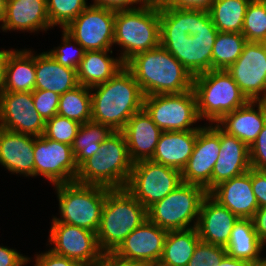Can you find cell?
Listing matches in <instances>:
<instances>
[{"mask_svg":"<svg viewBox=\"0 0 266 266\" xmlns=\"http://www.w3.org/2000/svg\"><path fill=\"white\" fill-rule=\"evenodd\" d=\"M200 241L197 228L168 231L160 266H187Z\"/></svg>","mask_w":266,"mask_h":266,"instance_id":"cell-31","label":"cell"},{"mask_svg":"<svg viewBox=\"0 0 266 266\" xmlns=\"http://www.w3.org/2000/svg\"><path fill=\"white\" fill-rule=\"evenodd\" d=\"M220 152L212 172V189L251 168L249 147L219 127Z\"/></svg>","mask_w":266,"mask_h":266,"instance_id":"cell-21","label":"cell"},{"mask_svg":"<svg viewBox=\"0 0 266 266\" xmlns=\"http://www.w3.org/2000/svg\"><path fill=\"white\" fill-rule=\"evenodd\" d=\"M225 247L199 241L187 266H213L226 255Z\"/></svg>","mask_w":266,"mask_h":266,"instance_id":"cell-40","label":"cell"},{"mask_svg":"<svg viewBox=\"0 0 266 266\" xmlns=\"http://www.w3.org/2000/svg\"><path fill=\"white\" fill-rule=\"evenodd\" d=\"M90 89L96 90L91 93V120L113 131H122L127 121L143 109L144 95L126 66L105 83Z\"/></svg>","mask_w":266,"mask_h":266,"instance_id":"cell-2","label":"cell"},{"mask_svg":"<svg viewBox=\"0 0 266 266\" xmlns=\"http://www.w3.org/2000/svg\"><path fill=\"white\" fill-rule=\"evenodd\" d=\"M112 132L110 127L92 120L81 124L71 145L77 166L79 167L85 160L92 157L99 149L100 143Z\"/></svg>","mask_w":266,"mask_h":266,"instance_id":"cell-33","label":"cell"},{"mask_svg":"<svg viewBox=\"0 0 266 266\" xmlns=\"http://www.w3.org/2000/svg\"><path fill=\"white\" fill-rule=\"evenodd\" d=\"M181 183V171L178 169L142 160L133 164L125 189L148 209Z\"/></svg>","mask_w":266,"mask_h":266,"instance_id":"cell-11","label":"cell"},{"mask_svg":"<svg viewBox=\"0 0 266 266\" xmlns=\"http://www.w3.org/2000/svg\"><path fill=\"white\" fill-rule=\"evenodd\" d=\"M114 44L121 46L126 63L135 54L160 45L159 2L149 0L140 8L116 11Z\"/></svg>","mask_w":266,"mask_h":266,"instance_id":"cell-6","label":"cell"},{"mask_svg":"<svg viewBox=\"0 0 266 266\" xmlns=\"http://www.w3.org/2000/svg\"><path fill=\"white\" fill-rule=\"evenodd\" d=\"M196 138L197 130L162 131L151 161L182 171L193 153Z\"/></svg>","mask_w":266,"mask_h":266,"instance_id":"cell-26","label":"cell"},{"mask_svg":"<svg viewBox=\"0 0 266 266\" xmlns=\"http://www.w3.org/2000/svg\"><path fill=\"white\" fill-rule=\"evenodd\" d=\"M63 45L49 51L50 55L61 65L77 70L80 61L83 59L85 49L76 42L64 29H63ZM76 44L72 46V43ZM72 48V49H71Z\"/></svg>","mask_w":266,"mask_h":266,"instance_id":"cell-39","label":"cell"},{"mask_svg":"<svg viewBox=\"0 0 266 266\" xmlns=\"http://www.w3.org/2000/svg\"><path fill=\"white\" fill-rule=\"evenodd\" d=\"M47 14L52 27L65 28L88 6L86 0H46Z\"/></svg>","mask_w":266,"mask_h":266,"instance_id":"cell-37","label":"cell"},{"mask_svg":"<svg viewBox=\"0 0 266 266\" xmlns=\"http://www.w3.org/2000/svg\"><path fill=\"white\" fill-rule=\"evenodd\" d=\"M7 0H0V22L3 21L6 13Z\"/></svg>","mask_w":266,"mask_h":266,"instance_id":"cell-52","label":"cell"},{"mask_svg":"<svg viewBox=\"0 0 266 266\" xmlns=\"http://www.w3.org/2000/svg\"><path fill=\"white\" fill-rule=\"evenodd\" d=\"M109 52L112 54L113 51H85L76 70L78 84L91 88L105 83L125 66L120 57H110Z\"/></svg>","mask_w":266,"mask_h":266,"instance_id":"cell-28","label":"cell"},{"mask_svg":"<svg viewBox=\"0 0 266 266\" xmlns=\"http://www.w3.org/2000/svg\"><path fill=\"white\" fill-rule=\"evenodd\" d=\"M207 195L205 188L182 182L166 197L147 209L148 219L167 231L195 228L201 204ZM192 220H196L193 226L190 225Z\"/></svg>","mask_w":266,"mask_h":266,"instance_id":"cell-9","label":"cell"},{"mask_svg":"<svg viewBox=\"0 0 266 266\" xmlns=\"http://www.w3.org/2000/svg\"><path fill=\"white\" fill-rule=\"evenodd\" d=\"M238 220L227 207L220 205L208 194L201 204L196 226L199 238L203 242L226 247Z\"/></svg>","mask_w":266,"mask_h":266,"instance_id":"cell-20","label":"cell"},{"mask_svg":"<svg viewBox=\"0 0 266 266\" xmlns=\"http://www.w3.org/2000/svg\"><path fill=\"white\" fill-rule=\"evenodd\" d=\"M35 259V266H88L86 264L77 263L67 257L55 254L51 250L39 255L36 254Z\"/></svg>","mask_w":266,"mask_h":266,"instance_id":"cell-44","label":"cell"},{"mask_svg":"<svg viewBox=\"0 0 266 266\" xmlns=\"http://www.w3.org/2000/svg\"><path fill=\"white\" fill-rule=\"evenodd\" d=\"M125 66L132 72L144 96L192 90L193 76L161 45L135 54Z\"/></svg>","mask_w":266,"mask_h":266,"instance_id":"cell-3","label":"cell"},{"mask_svg":"<svg viewBox=\"0 0 266 266\" xmlns=\"http://www.w3.org/2000/svg\"><path fill=\"white\" fill-rule=\"evenodd\" d=\"M251 168L266 170V124L249 147Z\"/></svg>","mask_w":266,"mask_h":266,"instance_id":"cell-42","label":"cell"},{"mask_svg":"<svg viewBox=\"0 0 266 266\" xmlns=\"http://www.w3.org/2000/svg\"><path fill=\"white\" fill-rule=\"evenodd\" d=\"M133 163L151 160L162 130L152 121L147 112L142 109L135 113L122 130Z\"/></svg>","mask_w":266,"mask_h":266,"instance_id":"cell-23","label":"cell"},{"mask_svg":"<svg viewBox=\"0 0 266 266\" xmlns=\"http://www.w3.org/2000/svg\"><path fill=\"white\" fill-rule=\"evenodd\" d=\"M250 262L242 259H236L225 255L220 262H215L213 266H249Z\"/></svg>","mask_w":266,"mask_h":266,"instance_id":"cell-51","label":"cell"},{"mask_svg":"<svg viewBox=\"0 0 266 266\" xmlns=\"http://www.w3.org/2000/svg\"><path fill=\"white\" fill-rule=\"evenodd\" d=\"M133 164L123 132L113 131L96 153L78 167L75 181L122 189L128 183Z\"/></svg>","mask_w":266,"mask_h":266,"instance_id":"cell-4","label":"cell"},{"mask_svg":"<svg viewBox=\"0 0 266 266\" xmlns=\"http://www.w3.org/2000/svg\"><path fill=\"white\" fill-rule=\"evenodd\" d=\"M251 0H215L209 11L219 32L242 33L244 17Z\"/></svg>","mask_w":266,"mask_h":266,"instance_id":"cell-32","label":"cell"},{"mask_svg":"<svg viewBox=\"0 0 266 266\" xmlns=\"http://www.w3.org/2000/svg\"><path fill=\"white\" fill-rule=\"evenodd\" d=\"M46 121L36 111L32 92H0V127L9 131L42 136Z\"/></svg>","mask_w":266,"mask_h":266,"instance_id":"cell-17","label":"cell"},{"mask_svg":"<svg viewBox=\"0 0 266 266\" xmlns=\"http://www.w3.org/2000/svg\"><path fill=\"white\" fill-rule=\"evenodd\" d=\"M249 266H266V258L260 257L259 259L250 262Z\"/></svg>","mask_w":266,"mask_h":266,"instance_id":"cell-53","label":"cell"},{"mask_svg":"<svg viewBox=\"0 0 266 266\" xmlns=\"http://www.w3.org/2000/svg\"><path fill=\"white\" fill-rule=\"evenodd\" d=\"M263 247L252 219H239L233 226L225 249L227 255L233 258L253 262L261 257Z\"/></svg>","mask_w":266,"mask_h":266,"instance_id":"cell-30","label":"cell"},{"mask_svg":"<svg viewBox=\"0 0 266 266\" xmlns=\"http://www.w3.org/2000/svg\"><path fill=\"white\" fill-rule=\"evenodd\" d=\"M254 106L258 109L255 110ZM216 124L251 147L266 124V101H249L243 107L225 114Z\"/></svg>","mask_w":266,"mask_h":266,"instance_id":"cell-22","label":"cell"},{"mask_svg":"<svg viewBox=\"0 0 266 266\" xmlns=\"http://www.w3.org/2000/svg\"><path fill=\"white\" fill-rule=\"evenodd\" d=\"M147 219V209L125 188L109 189L96 233L101 251L114 252Z\"/></svg>","mask_w":266,"mask_h":266,"instance_id":"cell-5","label":"cell"},{"mask_svg":"<svg viewBox=\"0 0 266 266\" xmlns=\"http://www.w3.org/2000/svg\"><path fill=\"white\" fill-rule=\"evenodd\" d=\"M242 34L247 42L266 43V0H251L244 17Z\"/></svg>","mask_w":266,"mask_h":266,"instance_id":"cell-36","label":"cell"},{"mask_svg":"<svg viewBox=\"0 0 266 266\" xmlns=\"http://www.w3.org/2000/svg\"><path fill=\"white\" fill-rule=\"evenodd\" d=\"M14 50H0V92L3 88L8 59Z\"/></svg>","mask_w":266,"mask_h":266,"instance_id":"cell-50","label":"cell"},{"mask_svg":"<svg viewBox=\"0 0 266 266\" xmlns=\"http://www.w3.org/2000/svg\"><path fill=\"white\" fill-rule=\"evenodd\" d=\"M251 183L259 208L266 207V170L251 168Z\"/></svg>","mask_w":266,"mask_h":266,"instance_id":"cell-43","label":"cell"},{"mask_svg":"<svg viewBox=\"0 0 266 266\" xmlns=\"http://www.w3.org/2000/svg\"><path fill=\"white\" fill-rule=\"evenodd\" d=\"M254 229L257 232L259 240L266 243V207L259 208L253 218Z\"/></svg>","mask_w":266,"mask_h":266,"instance_id":"cell-49","label":"cell"},{"mask_svg":"<svg viewBox=\"0 0 266 266\" xmlns=\"http://www.w3.org/2000/svg\"><path fill=\"white\" fill-rule=\"evenodd\" d=\"M116 11L87 6L64 30L85 51L110 50L114 44Z\"/></svg>","mask_w":266,"mask_h":266,"instance_id":"cell-12","label":"cell"},{"mask_svg":"<svg viewBox=\"0 0 266 266\" xmlns=\"http://www.w3.org/2000/svg\"><path fill=\"white\" fill-rule=\"evenodd\" d=\"M220 152L219 126H203L197 130L193 153L181 171L182 182L212 190V172Z\"/></svg>","mask_w":266,"mask_h":266,"instance_id":"cell-16","label":"cell"},{"mask_svg":"<svg viewBox=\"0 0 266 266\" xmlns=\"http://www.w3.org/2000/svg\"><path fill=\"white\" fill-rule=\"evenodd\" d=\"M215 0H158L163 7L209 10Z\"/></svg>","mask_w":266,"mask_h":266,"instance_id":"cell-45","label":"cell"},{"mask_svg":"<svg viewBox=\"0 0 266 266\" xmlns=\"http://www.w3.org/2000/svg\"><path fill=\"white\" fill-rule=\"evenodd\" d=\"M143 109L162 131L176 132L201 128L190 127L200 120L193 89L177 94L144 96Z\"/></svg>","mask_w":266,"mask_h":266,"instance_id":"cell-10","label":"cell"},{"mask_svg":"<svg viewBox=\"0 0 266 266\" xmlns=\"http://www.w3.org/2000/svg\"><path fill=\"white\" fill-rule=\"evenodd\" d=\"M49 242L54 244L50 250L77 263L95 266L101 259L97 235L74 225L52 220Z\"/></svg>","mask_w":266,"mask_h":266,"instance_id":"cell-14","label":"cell"},{"mask_svg":"<svg viewBox=\"0 0 266 266\" xmlns=\"http://www.w3.org/2000/svg\"><path fill=\"white\" fill-rule=\"evenodd\" d=\"M33 151L34 176L42 175L53 185L75 181L78 166L71 145L34 136Z\"/></svg>","mask_w":266,"mask_h":266,"instance_id":"cell-13","label":"cell"},{"mask_svg":"<svg viewBox=\"0 0 266 266\" xmlns=\"http://www.w3.org/2000/svg\"><path fill=\"white\" fill-rule=\"evenodd\" d=\"M160 45L192 75L212 70L218 34L209 11L163 7L159 3Z\"/></svg>","mask_w":266,"mask_h":266,"instance_id":"cell-1","label":"cell"},{"mask_svg":"<svg viewBox=\"0 0 266 266\" xmlns=\"http://www.w3.org/2000/svg\"><path fill=\"white\" fill-rule=\"evenodd\" d=\"M246 43L242 33L218 31L212 49V69L227 70L242 54Z\"/></svg>","mask_w":266,"mask_h":266,"instance_id":"cell-35","label":"cell"},{"mask_svg":"<svg viewBox=\"0 0 266 266\" xmlns=\"http://www.w3.org/2000/svg\"><path fill=\"white\" fill-rule=\"evenodd\" d=\"M94 3L91 4L96 7H102L105 9H110L113 11H120V10H131L140 8L139 5L146 4L149 0H93ZM138 7L134 6V4H138Z\"/></svg>","mask_w":266,"mask_h":266,"instance_id":"cell-46","label":"cell"},{"mask_svg":"<svg viewBox=\"0 0 266 266\" xmlns=\"http://www.w3.org/2000/svg\"><path fill=\"white\" fill-rule=\"evenodd\" d=\"M32 137V138H31ZM34 136L0 127V164L13 174L34 176Z\"/></svg>","mask_w":266,"mask_h":266,"instance_id":"cell-24","label":"cell"},{"mask_svg":"<svg viewBox=\"0 0 266 266\" xmlns=\"http://www.w3.org/2000/svg\"><path fill=\"white\" fill-rule=\"evenodd\" d=\"M208 194L239 219H252L259 209L251 183V168L246 173L220 183Z\"/></svg>","mask_w":266,"mask_h":266,"instance_id":"cell-19","label":"cell"},{"mask_svg":"<svg viewBox=\"0 0 266 266\" xmlns=\"http://www.w3.org/2000/svg\"><path fill=\"white\" fill-rule=\"evenodd\" d=\"M95 266H150L145 263L126 260L118 257L113 252L103 253L101 259Z\"/></svg>","mask_w":266,"mask_h":266,"instance_id":"cell-48","label":"cell"},{"mask_svg":"<svg viewBox=\"0 0 266 266\" xmlns=\"http://www.w3.org/2000/svg\"><path fill=\"white\" fill-rule=\"evenodd\" d=\"M30 258L23 256L15 249L0 246V266H24Z\"/></svg>","mask_w":266,"mask_h":266,"instance_id":"cell-47","label":"cell"},{"mask_svg":"<svg viewBox=\"0 0 266 266\" xmlns=\"http://www.w3.org/2000/svg\"><path fill=\"white\" fill-rule=\"evenodd\" d=\"M167 232L147 219L132 231L113 253L120 258L150 266L158 264Z\"/></svg>","mask_w":266,"mask_h":266,"instance_id":"cell-18","label":"cell"},{"mask_svg":"<svg viewBox=\"0 0 266 266\" xmlns=\"http://www.w3.org/2000/svg\"><path fill=\"white\" fill-rule=\"evenodd\" d=\"M91 89L78 85L59 97L58 115L84 124L91 121Z\"/></svg>","mask_w":266,"mask_h":266,"instance_id":"cell-34","label":"cell"},{"mask_svg":"<svg viewBox=\"0 0 266 266\" xmlns=\"http://www.w3.org/2000/svg\"><path fill=\"white\" fill-rule=\"evenodd\" d=\"M32 95L36 111L45 121L57 115L60 95L47 90H34Z\"/></svg>","mask_w":266,"mask_h":266,"instance_id":"cell-41","label":"cell"},{"mask_svg":"<svg viewBox=\"0 0 266 266\" xmlns=\"http://www.w3.org/2000/svg\"><path fill=\"white\" fill-rule=\"evenodd\" d=\"M226 71L249 101H266V43L247 42Z\"/></svg>","mask_w":266,"mask_h":266,"instance_id":"cell-15","label":"cell"},{"mask_svg":"<svg viewBox=\"0 0 266 266\" xmlns=\"http://www.w3.org/2000/svg\"><path fill=\"white\" fill-rule=\"evenodd\" d=\"M1 29L35 32L51 28L46 0H7Z\"/></svg>","mask_w":266,"mask_h":266,"instance_id":"cell-25","label":"cell"},{"mask_svg":"<svg viewBox=\"0 0 266 266\" xmlns=\"http://www.w3.org/2000/svg\"><path fill=\"white\" fill-rule=\"evenodd\" d=\"M35 71V90H47L62 95L79 85L76 70L59 64L49 52L35 56Z\"/></svg>","mask_w":266,"mask_h":266,"instance_id":"cell-27","label":"cell"},{"mask_svg":"<svg viewBox=\"0 0 266 266\" xmlns=\"http://www.w3.org/2000/svg\"><path fill=\"white\" fill-rule=\"evenodd\" d=\"M200 119L217 123L225 114L246 105L249 100L226 70H210L193 76Z\"/></svg>","mask_w":266,"mask_h":266,"instance_id":"cell-7","label":"cell"},{"mask_svg":"<svg viewBox=\"0 0 266 266\" xmlns=\"http://www.w3.org/2000/svg\"><path fill=\"white\" fill-rule=\"evenodd\" d=\"M35 82V55L27 49L13 51L7 62L1 92H33Z\"/></svg>","mask_w":266,"mask_h":266,"instance_id":"cell-29","label":"cell"},{"mask_svg":"<svg viewBox=\"0 0 266 266\" xmlns=\"http://www.w3.org/2000/svg\"><path fill=\"white\" fill-rule=\"evenodd\" d=\"M81 124L61 115H55L45 123V138L72 145Z\"/></svg>","mask_w":266,"mask_h":266,"instance_id":"cell-38","label":"cell"},{"mask_svg":"<svg viewBox=\"0 0 266 266\" xmlns=\"http://www.w3.org/2000/svg\"><path fill=\"white\" fill-rule=\"evenodd\" d=\"M60 215L56 221L97 233L109 188L76 181L57 184Z\"/></svg>","mask_w":266,"mask_h":266,"instance_id":"cell-8","label":"cell"}]
</instances>
